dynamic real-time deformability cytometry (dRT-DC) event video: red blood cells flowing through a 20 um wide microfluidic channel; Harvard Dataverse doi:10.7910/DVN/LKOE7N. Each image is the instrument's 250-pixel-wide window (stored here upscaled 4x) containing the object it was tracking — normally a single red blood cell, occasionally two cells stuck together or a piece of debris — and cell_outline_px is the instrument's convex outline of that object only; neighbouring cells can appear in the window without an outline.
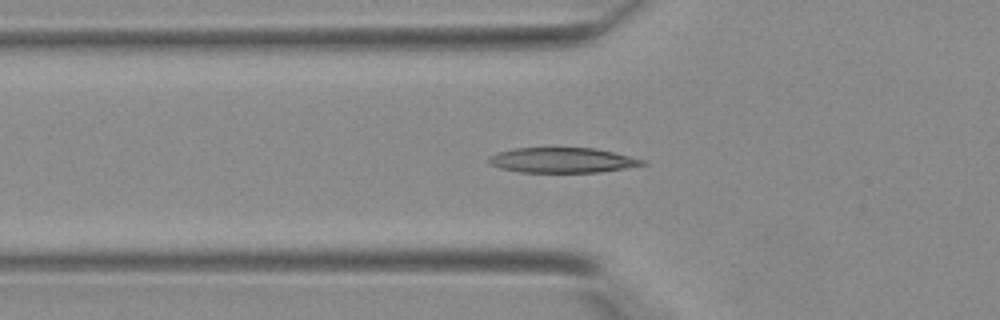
{"species": "Egyptian fruit bat (a non-hibernating species)", "species_latin": "Rousettus aegyptiacus", "temperature_condition": "warm", "stored_images_in_passage": 43, "segment_of_instrument_passage": [1, 2], "camera_frame_rate_fps": 3000, "um_per_image_px": 0.085, "animal": {"sex": "female"}, "frame": {"image": 1, "passage_image": 15, "time_ms": 4.667, "image_size_px": [1000, 320], "cell_outline_px": [[648, 164], [600, 172], [520, 172], [500, 168], [488, 164], [488, 156], [500, 152], [516, 148], [592, 148], [612, 152], [644, 160]], "centroid_in_image_um": [47.76, 13.62], "position_along_channel_um": 78.0, "area_um2": 22.25}}
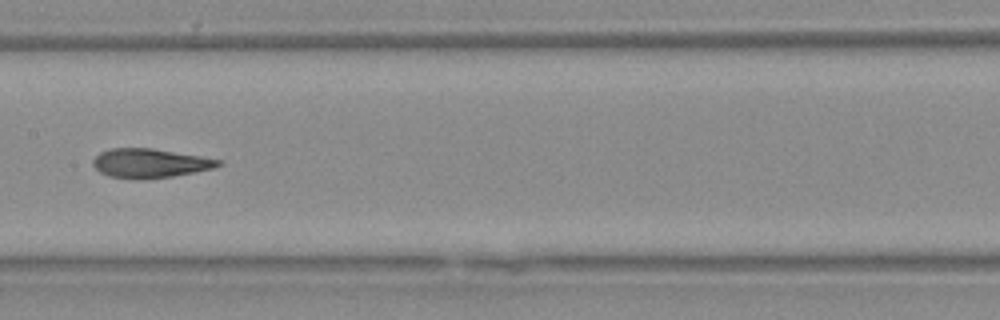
{"frame": {"image": 2, "passage_image": 22, "time_ms": 7.0, "image_size_px": [1000, 320], "cell_outline_px": [[224, 164], [212, 168], [172, 176], [108, 176], [100, 172], [92, 164], [92, 160], [100, 152], [112, 148], [152, 148], [224, 160]], "centroid_in_image_um": [12.78, 13.82], "position_along_channel_um": 194.6, "area_um2": 20.35}}
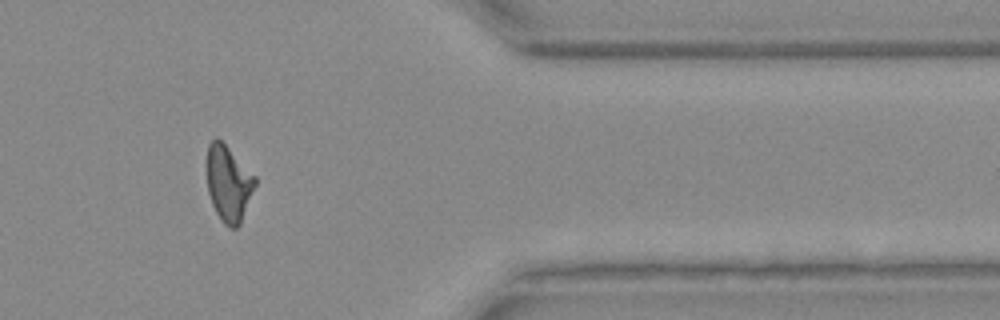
{"frame": {"image": 3, "passage_image": 35, "time_ms": 11.333, "image_size_px": [1000, 320], "cell_outline_px": [[256, 184], [240, 224], [236, 228], [228, 228], [220, 220], [212, 204], [208, 192], [204, 168], [204, 164], [208, 144], [216, 136], [256, 176]], "centroid_in_image_um": [19.37, 15.58], "position_along_channel_um": 392.0, "area_um2": 21.79}}